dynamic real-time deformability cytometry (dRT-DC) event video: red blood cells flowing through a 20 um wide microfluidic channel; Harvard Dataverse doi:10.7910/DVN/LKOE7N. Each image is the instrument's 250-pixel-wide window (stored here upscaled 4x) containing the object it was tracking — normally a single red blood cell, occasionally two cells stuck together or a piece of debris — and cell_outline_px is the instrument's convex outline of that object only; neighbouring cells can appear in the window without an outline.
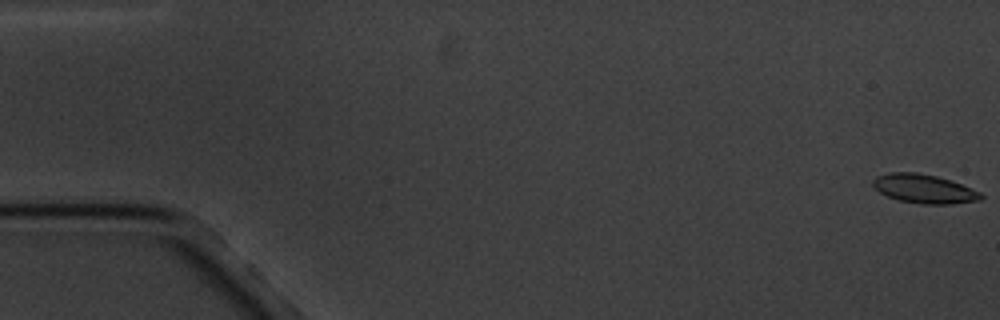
{"species": "common noctule bat (a hibernating species)", "species_latin": "Nyctalus noctula", "temperature_condition": "cold", "stored_images_in_passage": 7, "camera_frame_rate_fps": 3000, "um_per_image_px": 0.085, "animal": {"sex": "male", "body_mass_g": 20.1, "forearm_length_mm": 53.5}, "frame": {"image": 1, "passage_image": 1, "time_ms": 0.0, "image_size_px": [1000, 320], "cell_outline_px": [[984, 196], [980, 200], [952, 204], [924, 204], [900, 200], [888, 196], [880, 192], [872, 184], [872, 180], [876, 176], [888, 172], [916, 172], [936, 176], [952, 180], [980, 192]], "centroid_in_image_um": [78.55, 16.04], "position_along_channel_um": 6.4, "area_um2": 18.15}}
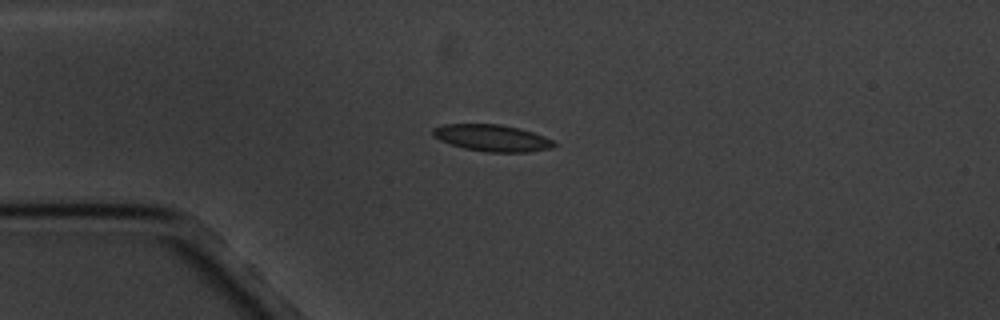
{"frame": {"image": 2, "passage_image": 5, "time_ms": 4.667, "image_size_px": [1000, 320], "cell_outline_px": [[556, 144], [552, 148], [528, 152], [488, 152], [464, 148], [440, 140], [432, 136], [432, 128], [444, 124], [500, 124], [520, 128], [544, 136], [552, 140]], "centroid_in_image_um": [41.82, 11.72], "position_along_channel_um": 43.2, "area_um2": 18.84}}
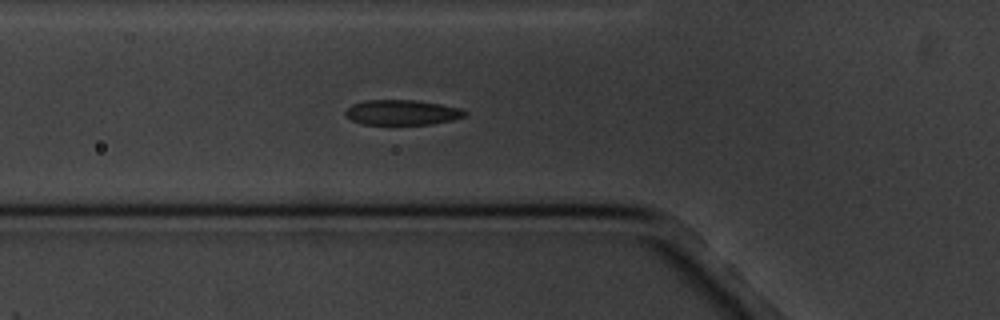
{"frame": {"image": 3, "passage_image": 7, "time_ms": 6.667, "image_size_px": [1000, 320], "cell_outline_px": [[468, 112], [464, 116], [452, 120], [432, 124], [360, 124], [352, 120], [344, 112], [352, 104], [364, 100], [416, 100], [440, 104], [460, 108]], "centroid_in_image_um": [34.17, 9.55], "position_along_channel_um": 91.6, "area_um2": 17.4}}